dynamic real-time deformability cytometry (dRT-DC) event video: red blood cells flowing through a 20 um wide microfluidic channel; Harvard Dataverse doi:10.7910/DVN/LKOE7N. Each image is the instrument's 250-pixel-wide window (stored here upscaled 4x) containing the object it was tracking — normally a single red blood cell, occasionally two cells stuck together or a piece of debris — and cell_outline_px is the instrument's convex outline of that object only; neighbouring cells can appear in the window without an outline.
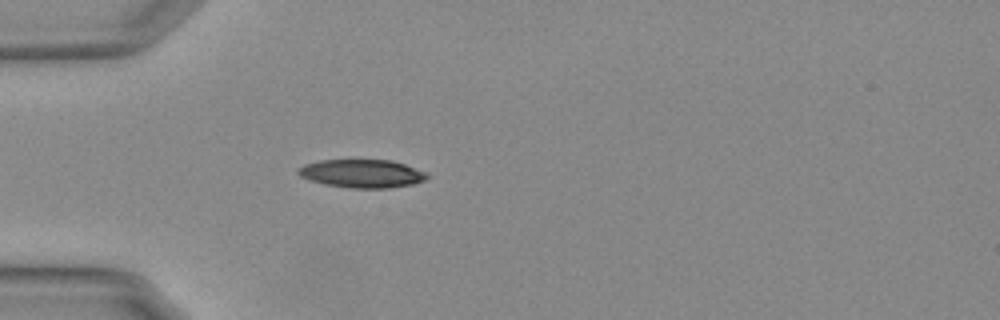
{"species": "Egyptian fruit bat (a non-hibernating species)", "species_latin": "Rousettus aegyptiacus", "temperature_condition": "warm", "stored_images_in_passage": 28, "camera_frame_rate_fps": 3000, "um_per_image_px": 0.085, "animal": {"sex": "female"}, "frame": {"image": 1, "passage_image": 1, "time_ms": 0.0, "image_size_px": [1000, 320], "cell_outline_px": [[428, 176], [424, 180], [412, 184], [388, 188], [348, 188], [324, 184], [308, 180], [300, 176], [296, 172], [296, 168], [304, 164], [320, 160], [392, 160], [428, 172]], "centroid_in_image_um": [30.73, 14.75], "position_along_channel_um": 54.3, "area_um2": 21.39}}
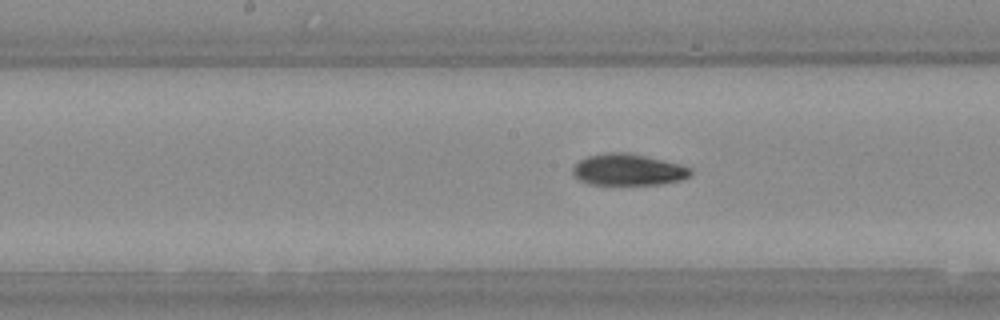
{"frame": {"image": 2, "passage_image": 13, "time_ms": 4.0, "image_size_px": [1000, 320], "cell_outline_px": [[692, 176], [684, 180], [660, 184], [612, 188], [588, 184], [576, 180], [572, 176], [572, 168], [580, 160], [588, 156], [604, 152], [628, 152], [680, 164], [692, 168]], "centroid_in_image_um": [53.36, 14.49], "position_along_channel_um": 194.8, "area_um2": 23.0}}
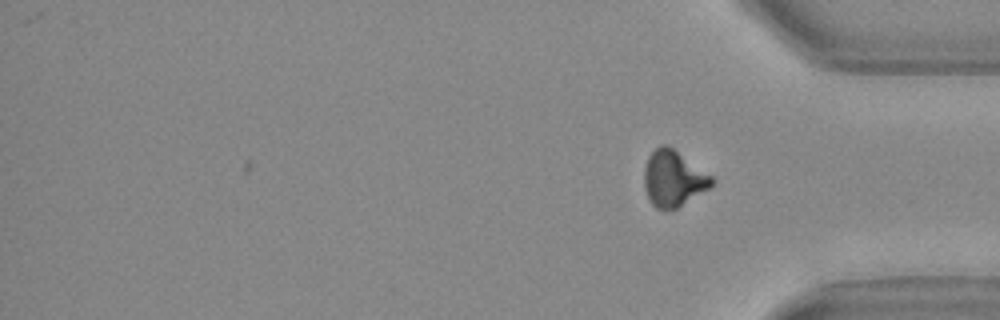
{"frame": {"image": 3, "passage_image": 28, "time_ms": 9.0, "image_size_px": [1000, 320], "cell_outline_px": [[716, 180], [708, 188], [676, 208], [656, 208], [652, 204], [644, 188], [644, 168], [648, 156], [660, 144], [668, 144], [712, 176]], "centroid_in_image_um": [57.21, 15.13], "position_along_channel_um": 378.0, "area_um2": 21.73}, "authors_computed_cell_mechanics": {"area_um2": 22.0218, "velocity_mm_per_s": 3.759, "shape_relaxation_time_tau1_ms": 6.0118, "shape_relaxation_time_tau2_ms": 7.1785, "deformation_change_tau1": 0.1928, "deformation_change_tau2": 0.1257}}